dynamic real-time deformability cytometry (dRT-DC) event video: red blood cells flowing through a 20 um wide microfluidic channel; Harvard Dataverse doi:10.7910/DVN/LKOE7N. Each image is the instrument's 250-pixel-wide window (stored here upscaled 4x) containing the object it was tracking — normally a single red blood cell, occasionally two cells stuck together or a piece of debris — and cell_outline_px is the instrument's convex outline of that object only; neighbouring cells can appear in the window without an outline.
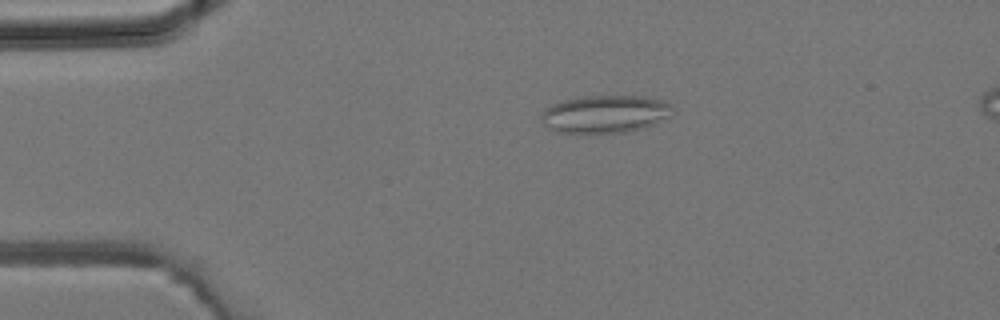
{"species": "common noctule bat (a hibernating species)", "species_latin": "Nyctalus noctula", "temperature_condition": "room temperature", "stored_images_in_passage": 34, "camera_frame_rate_fps": 3000, "um_per_image_px": 0.085, "animal": {"sex": "male", "body_mass_g": 19.2, "forearm_length_mm": 51.8}, "frame": {"image": 1, "passage_image": 1, "time_ms": 0.0, "image_size_px": [1000, 320], "cell_outline_px": [[676, 112], [672, 116], [644, 128], [624, 132], [588, 136], [580, 136], [552, 132], [540, 120], [540, 116], [544, 108], [552, 104], [564, 100], [580, 96], [644, 96], [660, 100], [672, 104]], "centroid_in_image_um": [51.39, 9.75], "position_along_channel_um": 33.6, "area_um2": 30.29}}
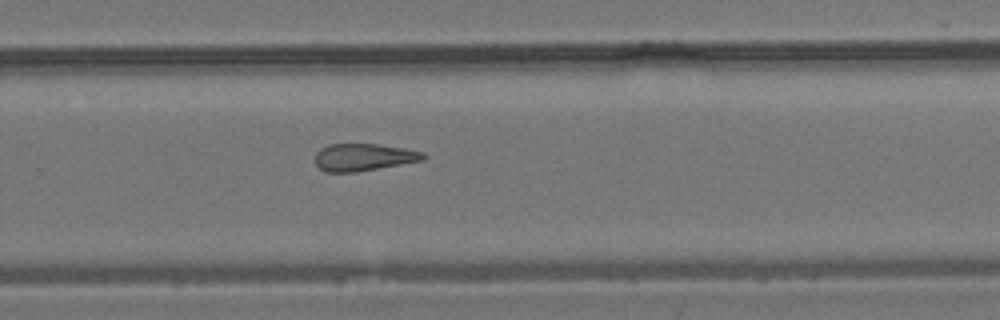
{"frame": {"image": 2, "passage_image": 20, "time_ms": 6.333, "image_size_px": [1000, 320], "cell_outline_px": [[428, 156], [424, 160], [356, 172], [324, 172], [316, 164], [316, 152], [320, 148], [332, 144], [376, 144], [404, 148], [424, 152]], "centroid_in_image_um": [30.92, 13.36], "position_along_channel_um": 298.9, "area_um2": 17.17}}
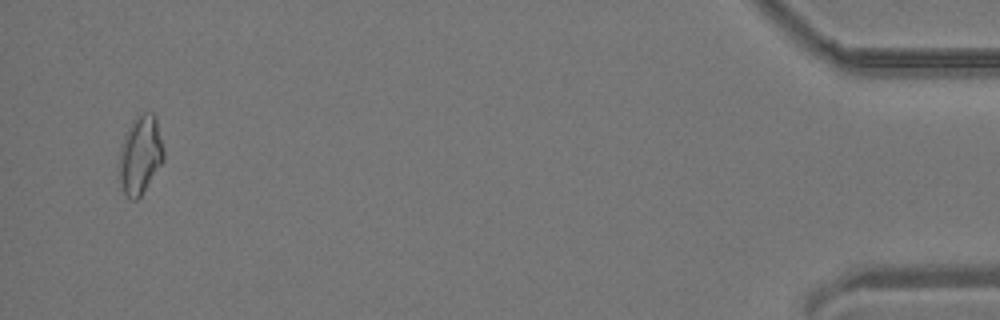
{"frame": {"image": 3, "passage_image": 33, "time_ms": 10.667, "image_size_px": [1000, 320], "cell_outline_px": [[164, 160], [140, 196], [136, 200], [132, 200], [124, 192], [120, 180], [120, 148], [124, 136], [132, 120], [140, 112], [152, 112], [156, 116], [164, 148]], "centroid_in_image_um": [11.95, 13.11], "position_along_channel_um": 423.3, "area_um2": 20.23}}